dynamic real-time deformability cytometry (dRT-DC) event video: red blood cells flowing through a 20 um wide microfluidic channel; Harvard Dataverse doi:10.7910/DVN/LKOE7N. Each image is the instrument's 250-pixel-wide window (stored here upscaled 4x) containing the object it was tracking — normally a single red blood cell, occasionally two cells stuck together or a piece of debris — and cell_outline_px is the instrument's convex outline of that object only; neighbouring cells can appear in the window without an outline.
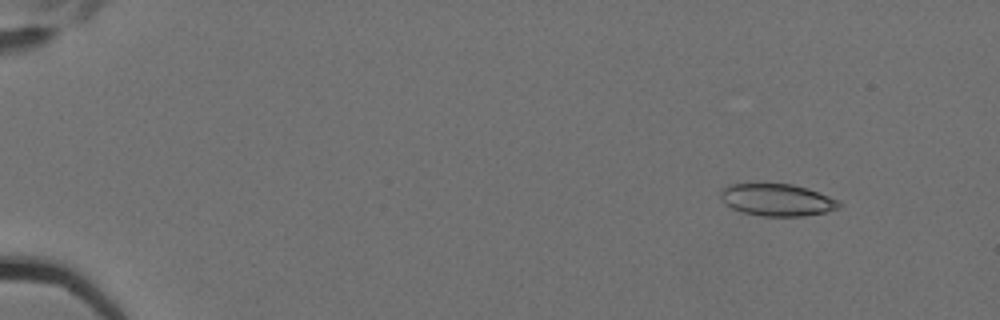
{"species": "Egyptian fruit bat (a non-hibernating species)", "species_latin": "Rousettus aegyptiacus", "temperature_condition": "cold", "stored_images_in_passage": 6, "camera_frame_rate_fps": 3000, "um_per_image_px": 0.085, "animal": {"sex": "female"}, "frame": {"image": 1, "passage_image": 2, "time_ms": 0.333, "image_size_px": [1000, 320], "cell_outline_px": [[840, 208], [824, 212], [804, 216], [760, 216], [740, 212], [724, 204], [720, 196], [720, 192], [728, 184], [792, 184], [808, 188], [836, 200], [840, 204]], "centroid_in_image_um": [66.0, 17.0], "position_along_channel_um": 19.0, "area_um2": 22.08}}